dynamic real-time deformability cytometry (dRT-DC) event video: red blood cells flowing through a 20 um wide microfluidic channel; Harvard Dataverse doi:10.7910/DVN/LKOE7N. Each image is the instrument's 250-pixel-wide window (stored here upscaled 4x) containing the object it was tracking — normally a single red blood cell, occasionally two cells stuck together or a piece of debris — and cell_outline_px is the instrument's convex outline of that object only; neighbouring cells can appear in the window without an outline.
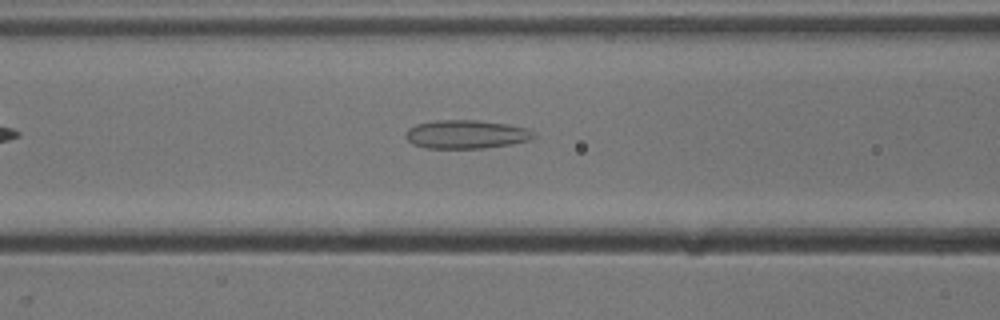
{"species": "common noctule bat (a hibernating species)", "species_latin": "Nyctalus noctula", "temperature_condition": "cold", "stored_images_in_passage": 36, "camera_frame_rate_fps": 3000, "um_per_image_px": 0.085, "animal": {"sex": "male", "body_mass_g": 13.3}, "frame": {"image": 1, "passage_image": 12, "time_ms": 3.667, "image_size_px": [1000, 320], "cell_outline_px": [[536, 136], [528, 140], [512, 144], [484, 148], [424, 148], [412, 144], [404, 136], [404, 132], [408, 128], [416, 124], [436, 120], [480, 120], [508, 124], [528, 128], [536, 132]], "centroid_in_image_um": [39.62, 11.41], "position_along_channel_um": 127.0, "area_um2": 21.62}}
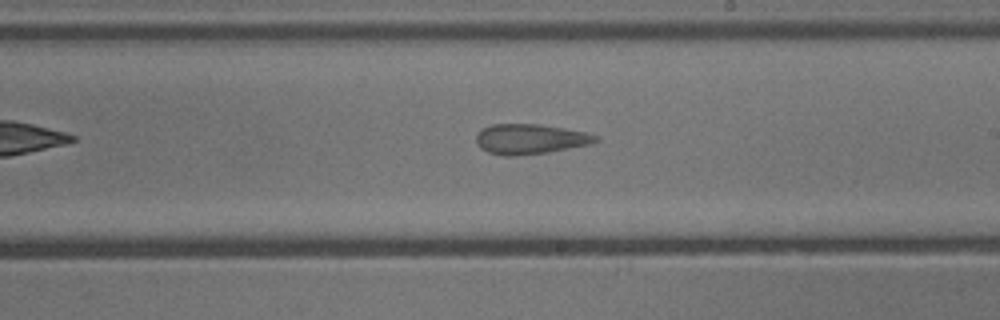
{"frame": {"image": 2, "passage_image": 21, "time_ms": 6.667, "image_size_px": [1000, 320], "cell_outline_px": [[600, 140], [592, 144], [548, 152], [512, 156], [504, 156], [488, 152], [480, 148], [476, 144], [476, 136], [480, 128], [492, 124], [540, 124], [564, 128], [584, 132], [596, 136]], "centroid_in_image_um": [45.02, 11.82], "position_along_channel_um": 244.0, "area_um2": 21.04}}
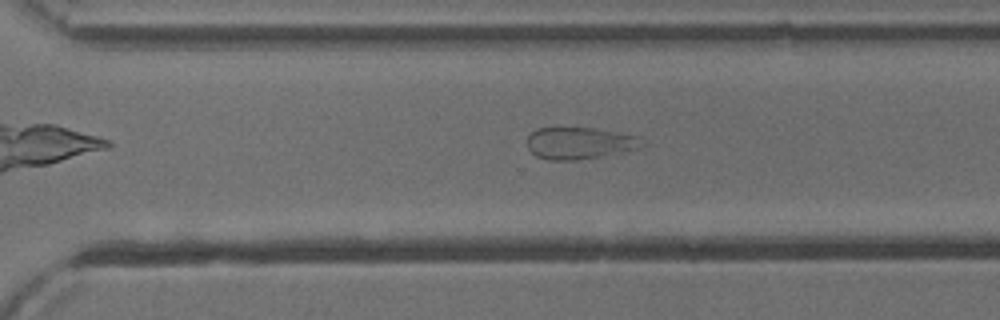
{"frame": {"image": 3, "passage_image": 27, "time_ms": 8.667, "image_size_px": [1000, 320], "cell_outline_px": [[640, 136], [636, 148], [576, 160], [548, 160], [536, 156], [528, 148], [528, 136], [536, 128], [552, 124], [596, 128]], "centroid_in_image_um": [49.09, 12.09], "position_along_channel_um": 321.5, "area_um2": 21.5}, "authors_computed_cell_mechanics": {"area_um2": 22.0218, "velocity_mm_per_s": 3.8844, "shape_relaxation_time_tau1_ms": null, "shape_relaxation_time_tau2_ms": 1.4378, "deformation_change_tau1": null, "deformation_change_tau2": 0.0836}}